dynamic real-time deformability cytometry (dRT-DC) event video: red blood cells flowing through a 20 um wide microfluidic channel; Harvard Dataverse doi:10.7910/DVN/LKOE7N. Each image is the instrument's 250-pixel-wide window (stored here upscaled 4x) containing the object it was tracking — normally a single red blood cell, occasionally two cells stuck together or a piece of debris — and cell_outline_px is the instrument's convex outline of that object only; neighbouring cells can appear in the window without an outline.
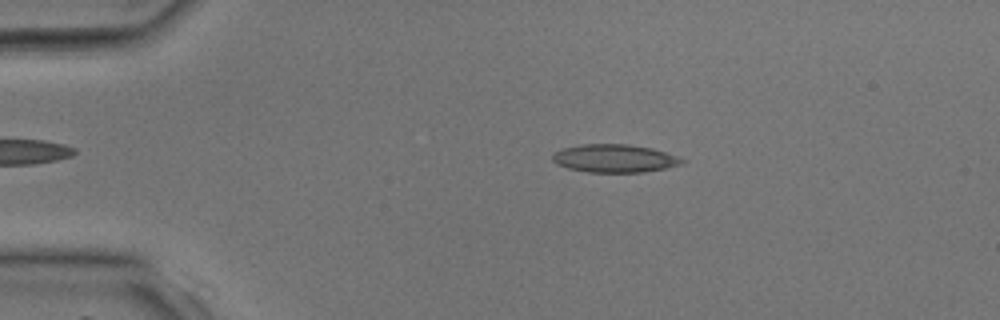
{"species": "common noctule bat (a hibernating species)", "species_latin": "Nyctalus noctula", "temperature_condition": "room temperature", "stored_images_in_passage": 31, "camera_frame_rate_fps": 3000, "um_per_image_px": 0.085, "animal": {"sex": "male", "body_mass_g": 17.9, "forearm_length_mm": 54.2}, "frame": {"image": 1, "passage_image": 2, "time_ms": 0.333, "image_size_px": [1000, 320], "cell_outline_px": [[684, 160], [680, 164], [664, 168], [644, 172], [588, 172], [568, 168], [556, 164], [552, 160], [552, 152], [564, 148], [580, 144], [628, 144], [652, 148], [676, 156]], "centroid_in_image_um": [52.16, 13.46], "position_along_channel_um": 32.8, "area_um2": 21.04}}
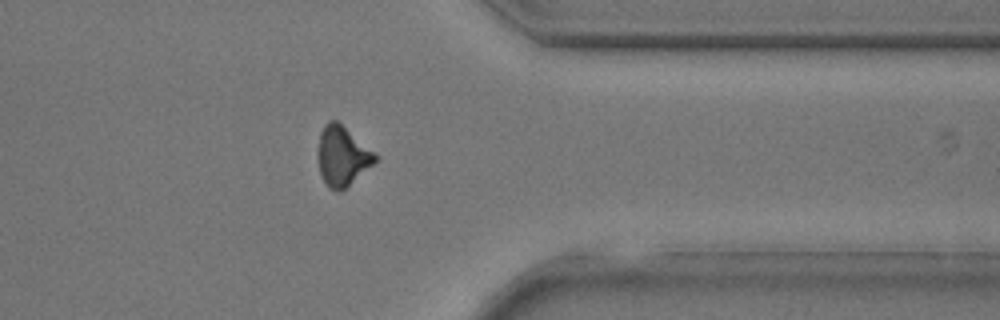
{"frame": {"image": 2, "passage_image": 24, "time_ms": 7.667, "image_size_px": [1000, 320], "cell_outline_px": [[380, 160], [344, 188], [336, 192], [328, 188], [320, 172], [316, 148], [320, 132], [324, 124], [328, 120], [336, 120], [376, 152], [380, 156]], "centroid_in_image_um": [29.11, 13.24], "position_along_channel_um": 382.3, "area_um2": 20.29}}
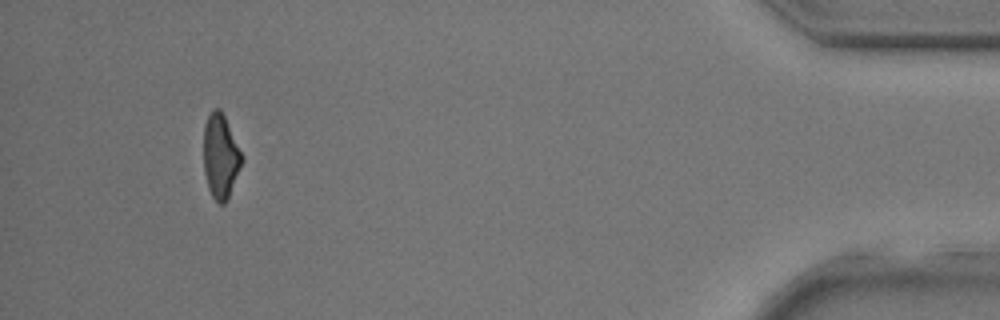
{"frame": {"image": 3, "passage_image": 29, "time_ms": 9.333, "image_size_px": [1000, 320], "cell_outline_px": [[244, 160], [228, 196], [224, 204], [220, 204], [212, 196], [208, 188], [204, 172], [204, 124], [212, 108], [220, 108], [244, 156]], "centroid_in_image_um": [18.75, 13.26], "position_along_channel_um": 416.5, "area_um2": 18.73}}